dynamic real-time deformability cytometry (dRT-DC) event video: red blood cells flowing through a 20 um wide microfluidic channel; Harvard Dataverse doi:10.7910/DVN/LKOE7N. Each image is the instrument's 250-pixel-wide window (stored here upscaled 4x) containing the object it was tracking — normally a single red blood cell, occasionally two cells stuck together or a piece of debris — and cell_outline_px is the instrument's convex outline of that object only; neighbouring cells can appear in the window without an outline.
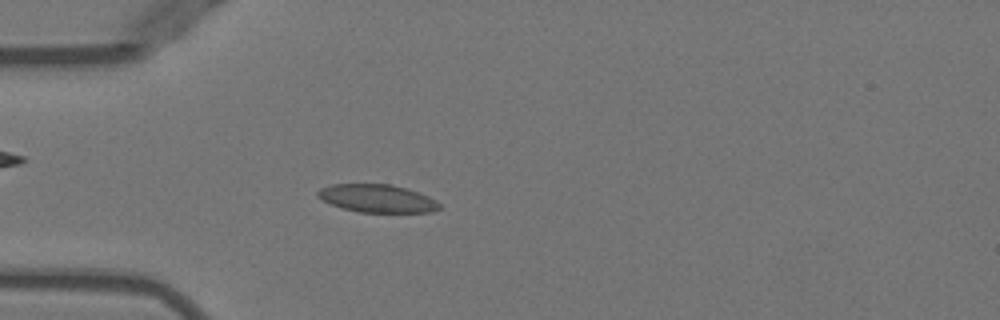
{"species": "Egyptian fruit bat (a non-hibernating species)", "species_latin": "Rousettus aegyptiacus", "temperature_condition": "warm", "stored_images_in_passage": 4, "camera_frame_rate_fps": 3000, "um_per_image_px": 0.085, "animal": {"sex": "female"}, "frame": {"image": 1, "passage_image": 4, "time_ms": 1.0, "image_size_px": [1000, 320], "cell_outline_px": [[440, 208], [432, 212], [360, 212], [344, 208], [320, 200], [316, 196], [316, 192], [320, 188], [332, 184], [388, 184], [404, 188], [428, 196], [436, 200], [440, 204]], "centroid_in_image_um": [32.02, 16.86], "position_along_channel_um": 53.0, "area_um2": 19.65}}